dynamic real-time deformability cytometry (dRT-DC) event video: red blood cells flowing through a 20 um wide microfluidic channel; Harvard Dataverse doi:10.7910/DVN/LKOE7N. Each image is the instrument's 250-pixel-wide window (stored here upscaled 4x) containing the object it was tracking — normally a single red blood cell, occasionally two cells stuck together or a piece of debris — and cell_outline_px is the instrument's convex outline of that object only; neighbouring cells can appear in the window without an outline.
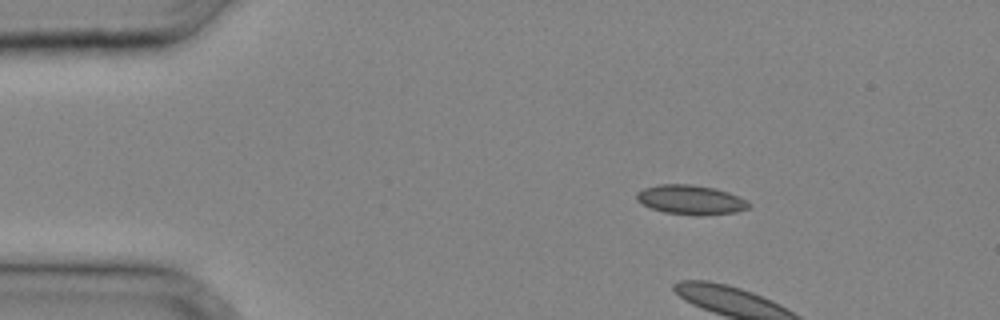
{"species": "common noctule bat (a hibernating species)", "species_latin": "Nyctalus noctula", "temperature_condition": "cold", "stored_images_in_passage": 3, "camera_frame_rate_fps": 3000, "um_per_image_px": 0.085, "animal": {"sex": "male", "body_mass_g": 20.4}, "frame": {"image": 1, "passage_image": 1, "time_ms": 0.0, "image_size_px": [1000, 320], "cell_outline_px": [[748, 208], [736, 212], [708, 216], [700, 216], [664, 212], [652, 208], [636, 200], [636, 192], [644, 188], [660, 184], [692, 184], [716, 188], [728, 192], [744, 200], [748, 204]], "centroid_in_image_um": [58.69, 16.98], "position_along_channel_um": 26.3, "area_um2": 19.19}}